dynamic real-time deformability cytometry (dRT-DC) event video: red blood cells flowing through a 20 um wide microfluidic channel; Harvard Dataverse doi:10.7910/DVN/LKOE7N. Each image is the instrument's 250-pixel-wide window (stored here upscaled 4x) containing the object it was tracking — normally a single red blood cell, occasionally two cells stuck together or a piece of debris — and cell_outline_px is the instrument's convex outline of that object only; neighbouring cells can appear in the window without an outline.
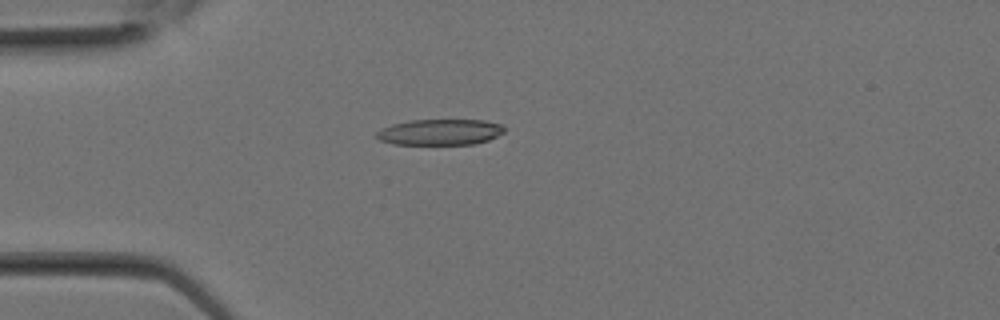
{"species": "Egyptian fruit bat (a non-hibernating species)", "species_latin": "Rousettus aegyptiacus", "temperature_condition": "room temperature", "stored_images_in_passage": 11, "camera_frame_rate_fps": 3000, "um_per_image_px": 0.085, "animal": {"sex": "female"}, "frame": {"image": 1, "passage_image": 7, "time_ms": 2.0, "image_size_px": [1000, 320], "cell_outline_px": [[504, 132], [488, 140], [472, 144], [392, 144], [380, 140], [376, 136], [376, 132], [392, 124], [412, 120], [484, 120], [504, 124]], "centroid_in_image_um": [37.43, 11.22], "position_along_channel_um": 47.6, "area_um2": 19.19}}
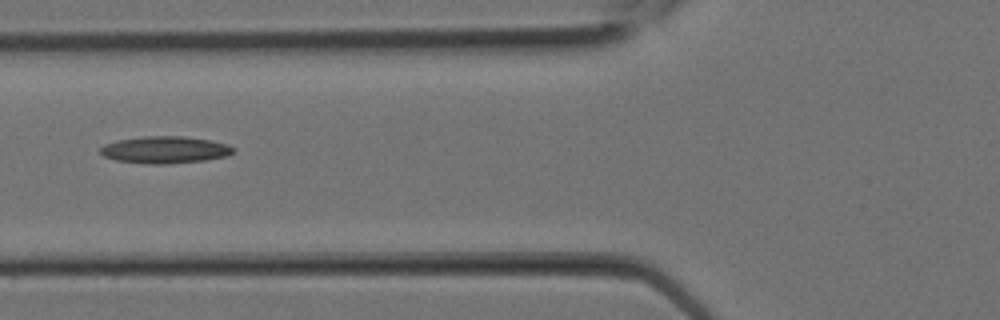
{"frame": {"image": 2, "passage_image": 10, "time_ms": 3.0, "image_size_px": [1000, 320], "cell_outline_px": [[236, 148], [232, 152], [224, 156], [204, 160], [164, 164], [148, 164], [116, 160], [104, 156], [100, 152], [100, 148], [104, 144], [120, 140], [144, 136], [184, 136], [208, 140], [228, 144]], "centroid_in_image_um": [14.01, 12.73], "position_along_channel_um": 111.8, "area_um2": 20.69}}